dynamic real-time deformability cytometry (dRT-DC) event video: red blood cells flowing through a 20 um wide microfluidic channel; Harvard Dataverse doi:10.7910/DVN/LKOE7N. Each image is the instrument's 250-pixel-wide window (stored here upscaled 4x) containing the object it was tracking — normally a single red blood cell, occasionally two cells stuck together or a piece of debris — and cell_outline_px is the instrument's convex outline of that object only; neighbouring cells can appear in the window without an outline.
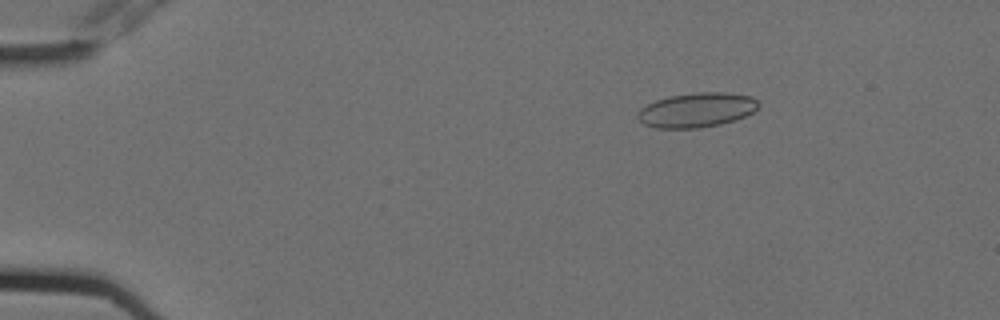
{"species": "Egyptian fruit bat (a non-hibernating species)", "species_latin": "Rousettus aegyptiacus", "temperature_condition": "cold", "stored_images_in_passage": 6, "camera_frame_rate_fps": 3000, "um_per_image_px": 0.085, "animal": {"sex": "female"}, "frame": {"image": 1, "passage_image": 3, "time_ms": 0.667, "image_size_px": [1000, 320], "cell_outline_px": [[760, 104], [752, 112], [744, 116], [720, 124], [700, 128], [656, 128], [644, 124], [636, 116], [636, 112], [640, 108], [656, 100], [668, 96], [696, 92], [724, 92], [752, 96]], "centroid_in_image_um": [59.18, 9.34], "position_along_channel_um": 25.8, "area_um2": 24.28}}
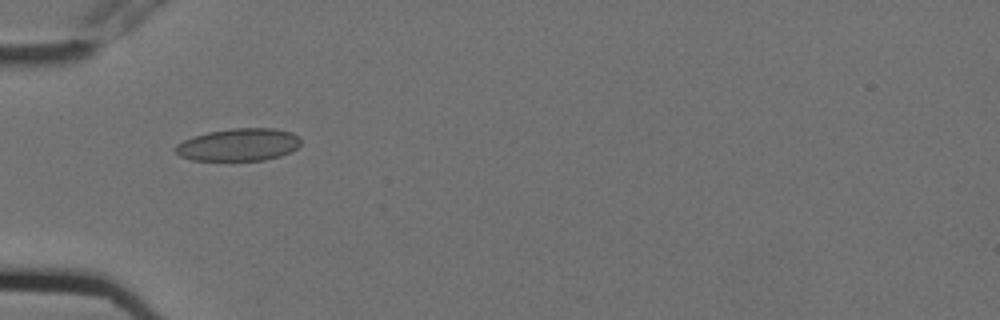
{"frame": {"image": 2, "passage_image": 5, "time_ms": 1.333, "image_size_px": [1000, 320], "cell_outline_px": [[300, 144], [296, 148], [280, 156], [264, 160], [192, 160], [180, 156], [172, 148], [176, 144], [192, 136], [208, 132], [232, 128], [272, 128], [292, 132], [300, 136]], "centroid_in_image_um": [20.26, 12.29], "position_along_channel_um": 64.7, "area_um2": 23.81}}
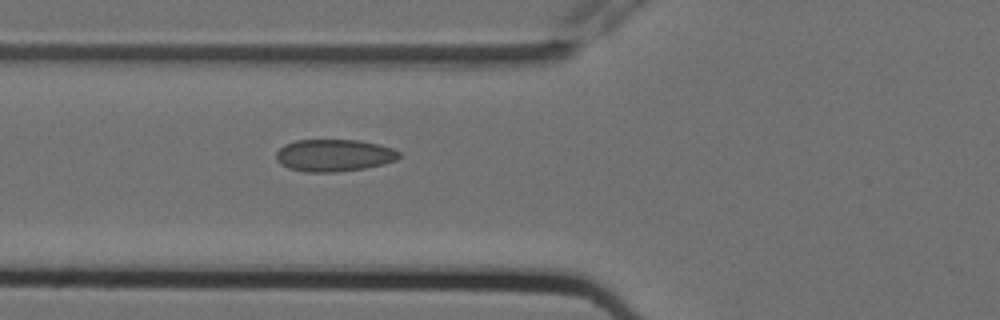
{"frame": {"image": 3, "passage_image": 6, "time_ms": 1.667, "image_size_px": [1000, 320], "cell_outline_px": [[400, 156], [396, 160], [384, 164], [364, 168], [340, 172], [304, 172], [288, 168], [280, 164], [276, 160], [276, 152], [284, 144], [296, 140], [356, 140], [376, 144], [392, 148], [400, 152]], "centroid_in_image_um": [28.36, 13.21], "position_along_channel_um": 97.4, "area_um2": 23.12}}